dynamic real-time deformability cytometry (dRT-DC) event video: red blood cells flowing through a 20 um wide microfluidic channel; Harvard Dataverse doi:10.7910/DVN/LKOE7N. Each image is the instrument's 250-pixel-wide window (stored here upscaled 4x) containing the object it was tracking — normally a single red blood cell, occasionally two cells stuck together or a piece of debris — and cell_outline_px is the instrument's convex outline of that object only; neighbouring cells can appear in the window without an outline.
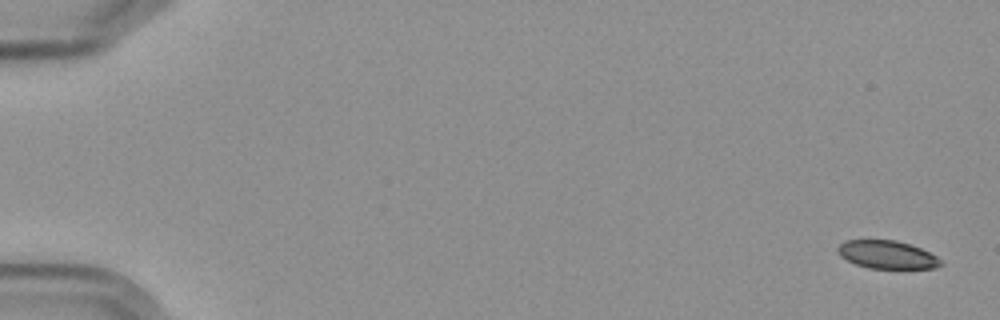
{"species": "Egyptian fruit bat (a non-hibernating species)", "species_latin": "Rousettus aegyptiacus", "temperature_condition": "cold", "stored_images_in_passage": 9, "camera_frame_rate_fps": 3000, "um_per_image_px": 0.085, "frame": {"image": 1, "passage_image": 1, "time_ms": 0.0, "image_size_px": [1000, 320], "cell_outline_px": [[944, 264], [936, 268], [868, 268], [856, 264], [840, 256], [836, 252], [836, 248], [844, 240], [896, 240], [912, 244], [936, 256]], "centroid_in_image_um": [75.38, 21.64], "position_along_channel_um": 9.6, "area_um2": 16.88}}
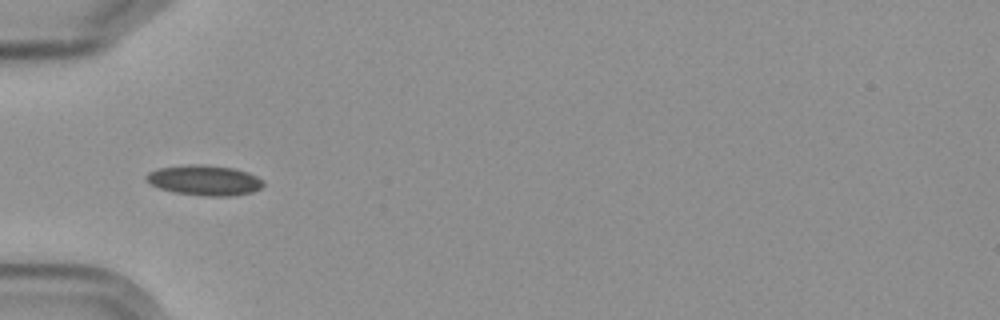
{"frame": {"image": 2, "passage_image": 6, "time_ms": 6.0, "image_size_px": [1000, 320], "cell_outline_px": [[264, 184], [260, 188], [252, 192], [232, 196], [204, 196], [172, 192], [160, 188], [144, 180], [144, 176], [148, 172], [160, 168], [196, 164], [232, 168], [248, 172], [256, 176]], "centroid_in_image_um": [17.35, 15.34], "position_along_channel_um": 67.7, "area_um2": 20.4}}
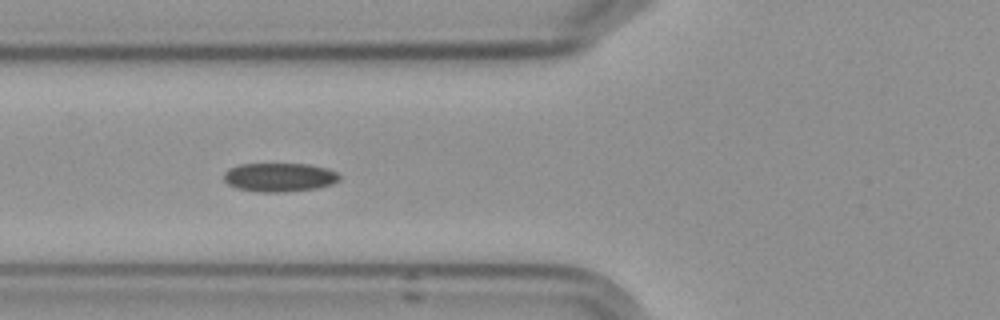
{"frame": {"image": 3, "passage_image": 7, "time_ms": 7.0, "image_size_px": [1000, 320], "cell_outline_px": [[340, 180], [332, 184], [316, 188], [284, 192], [260, 192], [236, 188], [228, 184], [224, 180], [224, 172], [228, 168], [240, 164], [308, 164], [328, 168], [336, 172], [340, 176]], "centroid_in_image_um": [23.74, 15.06], "position_along_channel_um": 102.1, "area_um2": 19.48}}